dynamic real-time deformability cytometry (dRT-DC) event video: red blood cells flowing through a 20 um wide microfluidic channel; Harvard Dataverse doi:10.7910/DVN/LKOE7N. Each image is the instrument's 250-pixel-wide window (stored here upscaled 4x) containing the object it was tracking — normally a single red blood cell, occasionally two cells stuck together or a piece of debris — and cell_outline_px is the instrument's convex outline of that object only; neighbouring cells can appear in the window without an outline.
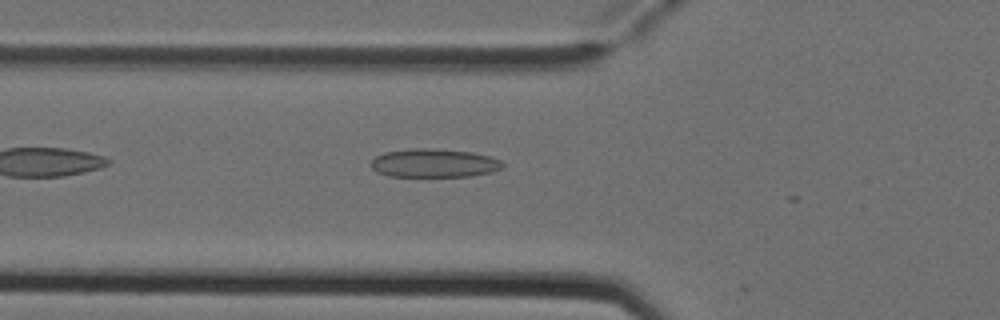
{"species": "Egyptian fruit bat (a non-hibernating species)", "species_latin": "Rousettus aegyptiacus", "temperature_condition": "cold", "stored_images_in_passage": 4, "camera_frame_rate_fps": 3000, "um_per_image_px": 0.085, "animal": {"sex": "female"}, "frame": {"image": 1, "passage_image": 4, "time_ms": 1.0, "image_size_px": [1000, 320], "cell_outline_px": [[504, 164], [500, 168], [492, 172], [472, 176], [388, 176], [376, 172], [372, 168], [372, 160], [376, 156], [384, 152], [412, 148], [436, 148], [472, 152], [488, 156], [500, 160]], "centroid_in_image_um": [36.88, 13.86], "position_along_channel_um": 88.9, "area_um2": 21.91}}